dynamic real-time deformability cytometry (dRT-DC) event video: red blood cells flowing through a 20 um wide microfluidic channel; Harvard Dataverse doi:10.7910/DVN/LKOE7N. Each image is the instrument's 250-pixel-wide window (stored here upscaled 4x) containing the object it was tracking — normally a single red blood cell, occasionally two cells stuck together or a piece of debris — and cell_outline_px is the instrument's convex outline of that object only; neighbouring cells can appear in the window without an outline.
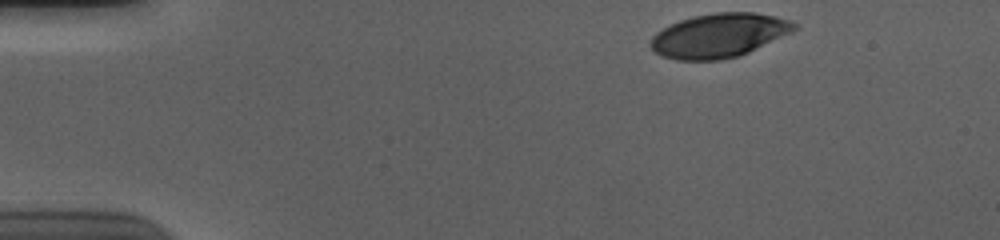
{"species": "human", "species_latin": "Homo sapiens", "temperature_condition": "cold", "stored_images_in_passage": 40, "camera_frame_rate_fps": 3000, "um_per_image_px": 0.085, "donor": {"sex": "male"}, "frame": {"image": 1, "passage_image": 1, "time_ms": 0.0, "image_size_px": [1000, 240], "cell_outline_px": [[800, 28], [792, 32], [748, 52], [736, 56], [720, 60], [676, 60], [660, 56], [648, 44], [652, 36], [656, 32], [680, 20], [692, 16], [716, 12], [756, 12], [776, 16], [792, 20]], "centroid_in_image_um": [61.13, 3.0], "position_along_channel_um": 23.9, "area_um2": 36.99}}
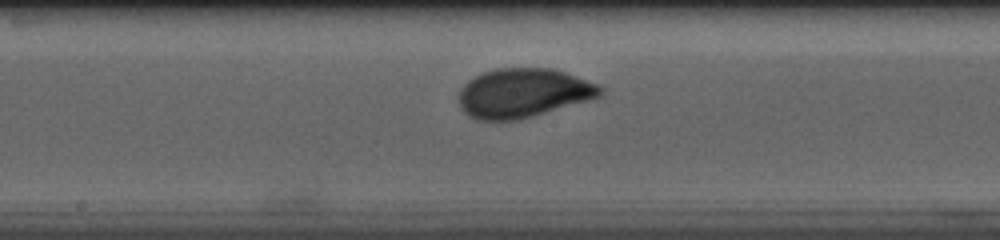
{"frame": {"image": 2, "passage_image": 23, "time_ms": 7.333, "image_size_px": [1000, 240], "cell_outline_px": [[604, 92], [600, 96], [588, 100], [520, 120], [476, 120], [468, 116], [460, 108], [460, 88], [468, 80], [484, 72], [496, 68], [552, 68], [600, 84], [604, 88]], "centroid_in_image_um": [44.48, 7.91], "position_along_channel_um": 203.7, "area_um2": 40.63}}
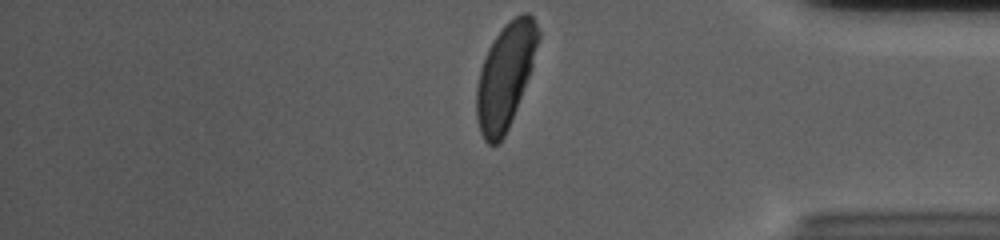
{"frame": {"image": 3, "passage_image": 40, "time_ms": 13.0, "image_size_px": [1000, 240], "cell_outline_px": [[540, 36], [532, 68], [508, 128], [504, 136], [496, 144], [488, 144], [484, 140], [480, 132], [476, 116], [476, 88], [480, 68], [488, 48], [504, 24], [508, 20], [524, 12], [528, 12], [532, 16], [540, 32]], "centroid_in_image_um": [42.94, 6.42], "position_along_channel_um": 392.3, "area_um2": 37.45}, "authors_computed_cell_mechanics": {"area_um2": 38.6682, "velocity_mm_per_s": 3.6882, "shape_relaxation_time_tau1_ms": 2.6622, "shape_relaxation_time_tau2_ms": null, "deformation_change_tau1": 0.1569, "deformation_change_tau2": null}}